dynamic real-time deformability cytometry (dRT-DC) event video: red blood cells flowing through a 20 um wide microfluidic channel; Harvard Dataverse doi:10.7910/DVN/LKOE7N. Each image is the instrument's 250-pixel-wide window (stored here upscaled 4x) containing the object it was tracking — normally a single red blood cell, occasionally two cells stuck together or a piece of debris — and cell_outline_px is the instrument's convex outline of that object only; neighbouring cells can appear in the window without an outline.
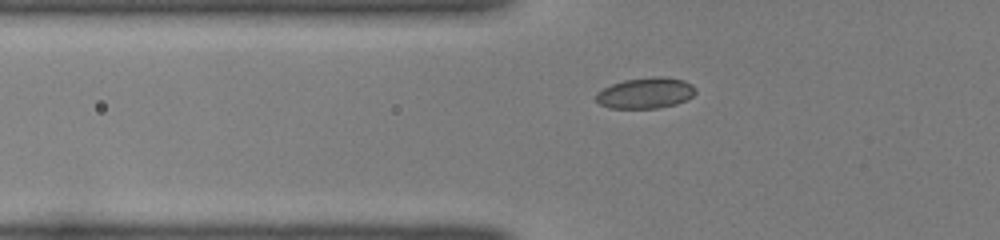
{"species": "common noctule bat (a hibernating species)", "species_latin": "Nyctalus noctula", "temperature_condition": "room temperature", "stored_images_in_passage": 34, "camera_frame_rate_fps": 3000, "um_per_image_px": 0.085, "animal": {"sex": "female", "body_mass_g": 22.0, "forearm_length_mm": 56.7}, "frame": {"image": 1, "passage_image": 2, "time_ms": 0.333, "image_size_px": [1000, 240], "cell_outline_px": [[696, 92], [692, 96], [676, 104], [656, 108], [608, 108], [600, 104], [596, 100], [596, 92], [612, 84], [624, 80], [652, 76], [664, 76], [684, 80], [692, 84], [696, 88]], "centroid_in_image_um": [54.88, 7.89], "position_along_channel_um": 70.9, "area_um2": 17.98}}
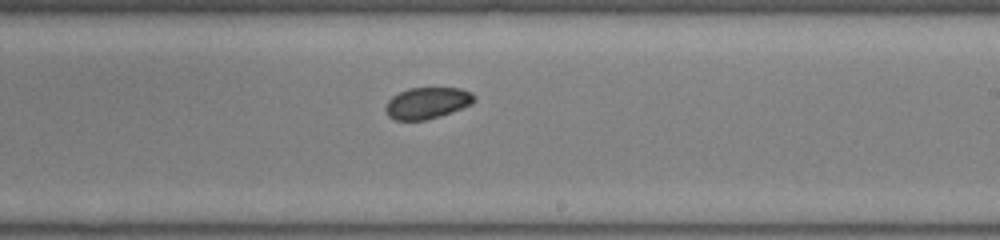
{"frame": {"image": 2, "passage_image": 16, "time_ms": 5.0, "image_size_px": [1000, 240], "cell_outline_px": [[476, 100], [472, 104], [440, 116], [424, 120], [396, 120], [388, 116], [384, 108], [388, 100], [392, 96], [408, 88], [460, 88], [472, 92], [476, 96]], "centroid_in_image_um": [36.32, 8.75], "position_along_channel_um": 252.7, "area_um2": 16.3}}
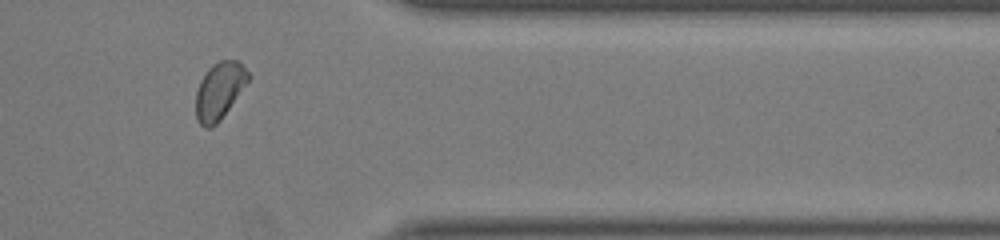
{"frame": {"image": 3, "passage_image": 27, "time_ms": 8.667, "image_size_px": [1000, 240], "cell_outline_px": [[252, 76], [220, 120], [212, 128], [204, 128], [196, 120], [196, 92], [200, 80], [208, 68], [212, 64], [220, 60], [236, 60]], "centroid_in_image_um": [18.63, 7.72], "position_along_channel_um": 392.8, "area_um2": 17.34}, "authors_computed_cell_mechanics": {"area_um2": 17.3689, "velocity_mm_per_s": 3.9925, "shape_relaxation_time_tau1_ms": null, "shape_relaxation_time_tau2_ms": 1.9405, "deformation_change_tau1": null, "deformation_change_tau2": 0.0415}}